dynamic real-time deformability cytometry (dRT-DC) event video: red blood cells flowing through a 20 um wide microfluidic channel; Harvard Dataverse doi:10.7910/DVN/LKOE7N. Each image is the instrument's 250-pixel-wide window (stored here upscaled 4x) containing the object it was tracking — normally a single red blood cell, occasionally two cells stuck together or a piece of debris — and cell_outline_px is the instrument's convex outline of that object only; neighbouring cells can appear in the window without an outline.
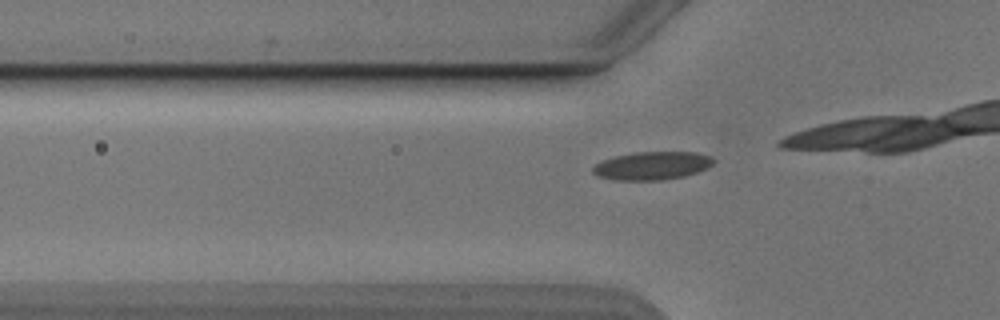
{"species": "Egyptian fruit bat (a non-hibernating species)", "species_latin": "Rousettus aegyptiacus", "temperature_condition": "cold", "stored_images_in_passage": 32, "camera_frame_rate_fps": 3000, "um_per_image_px": 0.085, "animal": {"sex": "male"}, "frame": {"image": 1, "passage_image": 8, "time_ms": 2.333, "image_size_px": [1000, 320], "cell_outline_px": [[716, 160], [712, 164], [696, 172], [684, 176], [660, 180], [616, 180], [596, 176], [592, 172], [592, 168], [600, 160], [616, 156], [636, 152], [696, 152], [708, 156]], "centroid_in_image_um": [55.37, 14.08], "position_along_channel_um": 70.4, "area_um2": 19.65}}
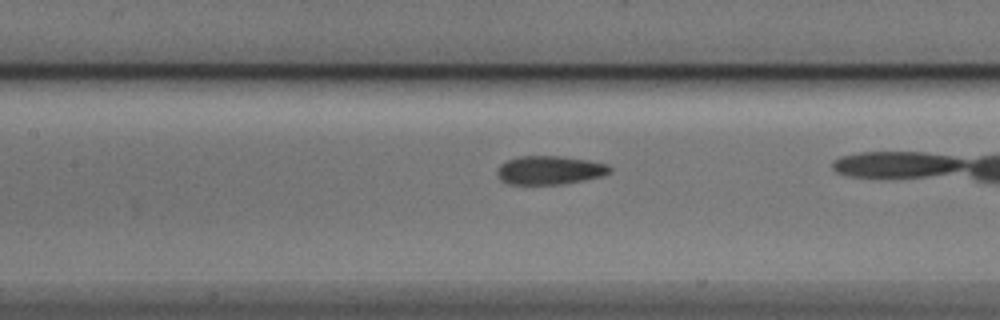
{"frame": {"image": 2, "passage_image": 15, "time_ms": 4.667, "image_size_px": [1000, 320], "cell_outline_px": [[612, 172], [604, 176], [564, 184], [508, 184], [500, 180], [496, 172], [500, 164], [508, 160], [520, 156], [564, 156], [588, 160], [608, 164], [612, 168]], "centroid_in_image_um": [46.76, 14.46], "position_along_channel_um": 160.6, "area_um2": 19.02}}
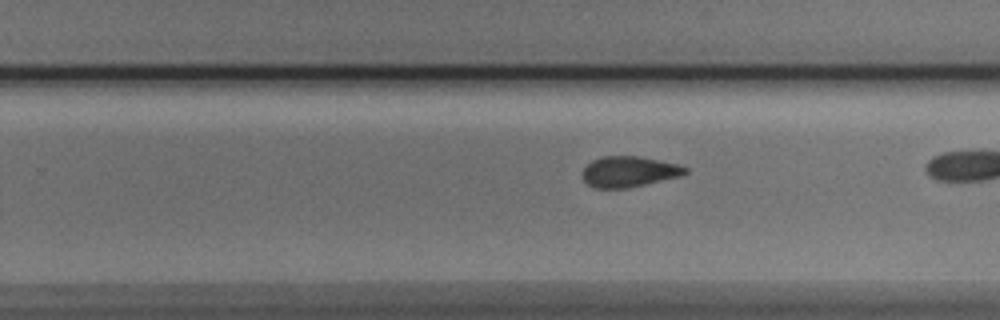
{"frame": {"image": 3, "passage_image": 24, "time_ms": 7.667, "image_size_px": [1000, 320], "cell_outline_px": [[688, 172], [680, 176], [628, 188], [596, 188], [588, 184], [584, 180], [584, 168], [592, 160], [604, 156], [636, 156], [676, 164], [688, 168]], "centroid_in_image_um": [53.46, 14.59], "position_along_channel_um": 276.3, "area_um2": 18.03}}